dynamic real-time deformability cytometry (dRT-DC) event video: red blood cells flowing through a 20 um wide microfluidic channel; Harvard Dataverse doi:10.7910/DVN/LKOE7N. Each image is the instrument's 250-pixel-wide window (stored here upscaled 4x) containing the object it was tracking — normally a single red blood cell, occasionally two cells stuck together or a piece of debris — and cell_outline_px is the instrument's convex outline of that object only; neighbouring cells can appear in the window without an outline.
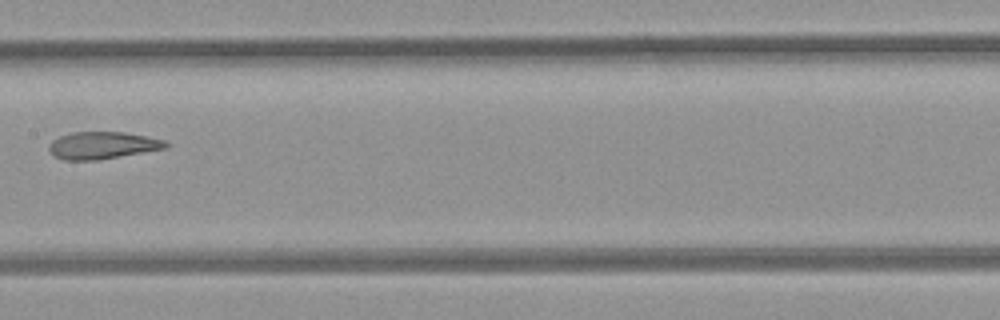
{"species": "common noctule bat (a hibernating species)", "species_latin": "Nyctalus noctula", "temperature_condition": "room temperature", "stored_images_in_passage": 6, "camera_frame_rate_fps": 3000, "um_per_image_px": 0.085, "animal": {"sex": "female", "body_mass_g": 21.9}, "frame": {"image": 1, "passage_image": 5, "time_ms": 1.333, "image_size_px": [1000, 320], "cell_outline_px": [[172, 144], [168, 148], [96, 160], [64, 160], [56, 156], [48, 148], [48, 144], [52, 140], [60, 136], [72, 132], [124, 132], [164, 140]], "centroid_in_image_um": [8.73, 12.35], "position_along_channel_um": 198.7, "area_um2": 18.44}}
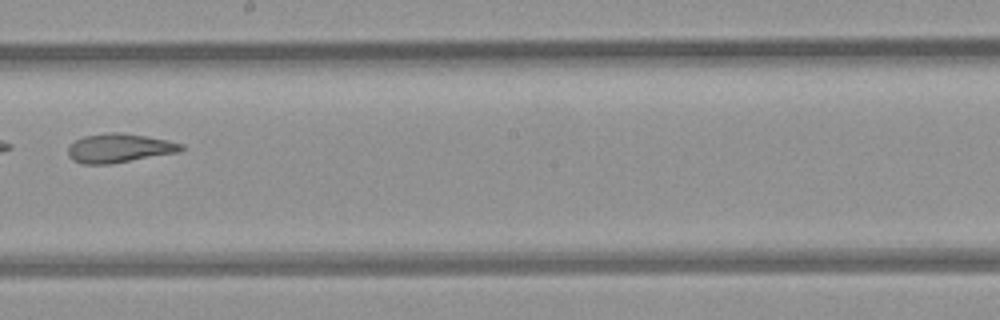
{"frame": {"image": 2, "passage_image": 6, "time_ms": 1.667, "image_size_px": [1000, 320], "cell_outline_px": [[184, 148], [180, 152], [108, 164], [84, 164], [72, 160], [68, 156], [68, 148], [76, 140], [84, 136], [108, 132], [124, 132], [168, 140], [184, 144]], "centroid_in_image_um": [10.15, 12.58], "position_along_channel_um": 238.0, "area_um2": 19.13}}